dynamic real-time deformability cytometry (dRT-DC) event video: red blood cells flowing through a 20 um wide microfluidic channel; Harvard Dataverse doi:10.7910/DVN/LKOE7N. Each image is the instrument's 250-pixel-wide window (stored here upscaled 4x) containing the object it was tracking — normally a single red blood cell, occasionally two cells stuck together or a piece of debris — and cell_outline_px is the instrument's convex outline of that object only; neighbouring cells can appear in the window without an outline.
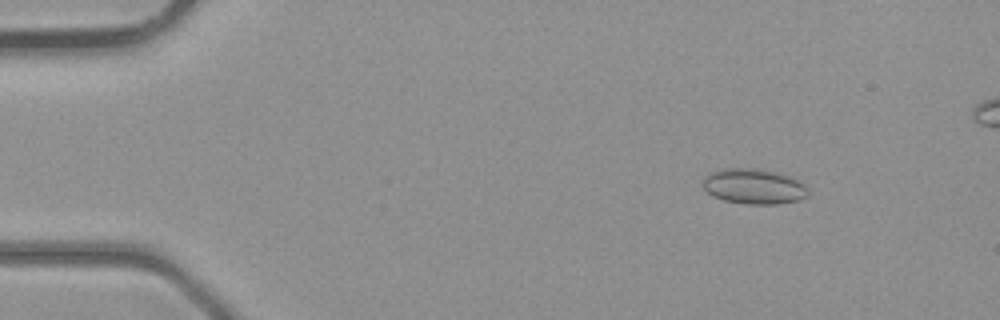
{"species": "common noctule bat (a hibernating species)", "species_latin": "Nyctalus noctula", "temperature_condition": "room temperature", "stored_images_in_passage": 4, "camera_frame_rate_fps": 3000, "um_per_image_px": 0.085, "animal": {"sex": "male", "body_mass_g": 23.1, "forearm_length_mm": 52.7}, "frame": {"image": 1, "passage_image": 1, "time_ms": 0.0, "image_size_px": [1000, 320], "cell_outline_px": [[808, 196], [796, 200], [776, 204], [748, 204], [724, 200], [712, 196], [704, 188], [704, 176], [708, 172], [724, 168], [756, 168], [776, 172], [788, 176], [804, 184], [808, 188]], "centroid_in_image_um": [64.05, 15.83], "position_along_channel_um": 21.0, "area_um2": 21.56}}